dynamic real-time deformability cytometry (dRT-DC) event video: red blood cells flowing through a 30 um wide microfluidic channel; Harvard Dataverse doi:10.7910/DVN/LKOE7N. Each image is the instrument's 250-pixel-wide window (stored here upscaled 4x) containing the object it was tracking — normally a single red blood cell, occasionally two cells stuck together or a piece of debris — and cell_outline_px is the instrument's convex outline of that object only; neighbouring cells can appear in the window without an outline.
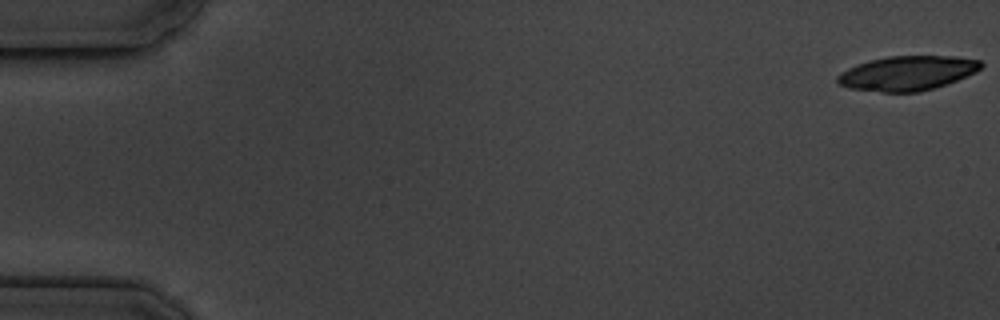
{"species": "common noctule bat (a hibernating species)", "species_latin": "Nyctalus noctula", "temperature_condition": "cold", "stored_images_in_passage": 5, "camera_frame_rate_fps": 3000, "um_per_image_px": 0.085, "animal": {"sex": "male", "body_mass_g": 19.5, "forearm_length_mm": 54.6}, "frame": {"image": 1, "passage_image": 1, "time_ms": 0.0, "image_size_px": [1000, 320], "cell_outline_px": [[984, 64], [976, 72], [956, 80], [920, 92], [884, 92], [848, 88], [840, 84], [836, 80], [836, 76], [840, 72], [856, 64], [868, 60], [888, 56], [956, 56], [980, 60]], "centroid_in_image_um": [77.1, 6.21], "position_along_channel_um": 7.9, "area_um2": 28.84}}